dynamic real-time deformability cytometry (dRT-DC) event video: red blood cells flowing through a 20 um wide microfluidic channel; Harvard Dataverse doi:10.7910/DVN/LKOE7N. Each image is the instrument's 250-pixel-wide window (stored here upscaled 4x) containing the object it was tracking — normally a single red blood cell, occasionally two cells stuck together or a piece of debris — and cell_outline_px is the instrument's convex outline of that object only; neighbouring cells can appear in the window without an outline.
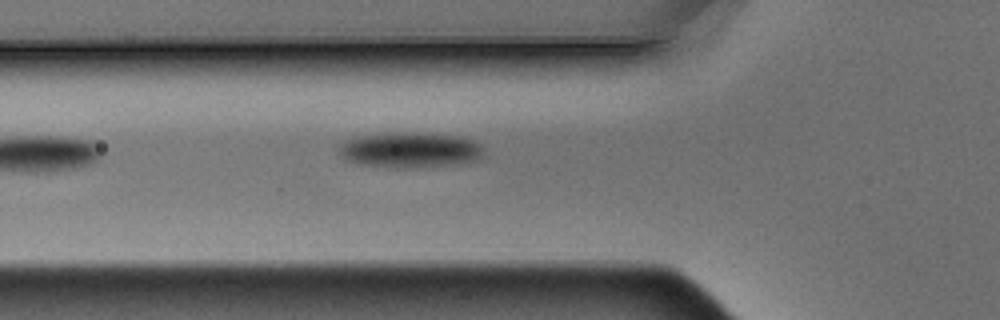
{"species": "Egyptian fruit bat (a non-hibernating species)", "species_latin": "Rousettus aegyptiacus", "temperature_condition": "warm", "stored_images_in_passage": 5, "camera_frame_rate_fps": 3000, "um_per_image_px": 0.085, "animal": {"sex": "male"}, "frame": {"image": 1, "passage_image": 5, "time_ms": 1.333, "image_size_px": [1000, 320], "cell_outline_px": [[484, 156], [480, 160], [456, 164], [364, 164], [352, 160], [344, 156], [340, 152], [340, 144], [344, 140], [352, 136], [384, 132], [424, 132], [460, 136], [472, 140], [480, 144], [484, 148]], "centroid_in_image_um": [34.94, 12.64], "position_along_channel_um": 90.9, "area_um2": 28.84}}